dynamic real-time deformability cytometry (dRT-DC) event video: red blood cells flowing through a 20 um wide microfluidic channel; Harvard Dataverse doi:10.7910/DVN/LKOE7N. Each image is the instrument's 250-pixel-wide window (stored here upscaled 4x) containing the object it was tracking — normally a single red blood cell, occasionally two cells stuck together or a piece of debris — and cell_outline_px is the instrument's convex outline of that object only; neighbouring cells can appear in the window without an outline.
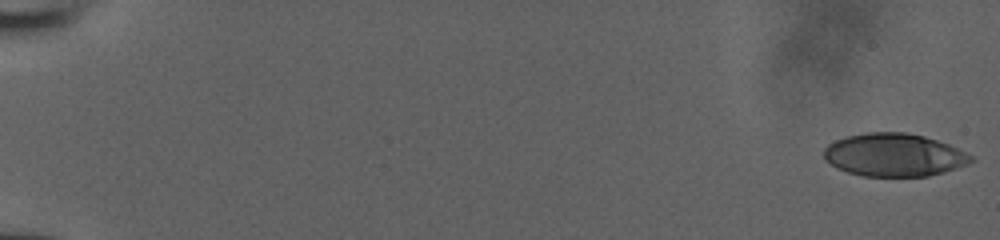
{"species": "human", "species_latin": "Homo sapiens", "temperature_condition": "room temperature", "stored_images_in_passage": 52, "camera_frame_rate_fps": 3000, "um_per_image_px": 0.085, "donor": {"sex": "male"}, "frame": {"image": 1, "passage_image": 1, "time_ms": 0.0, "image_size_px": [1000, 240], "cell_outline_px": [[976, 160], [968, 164], [944, 172], [928, 176], [864, 176], [848, 172], [836, 168], [824, 160], [824, 148], [828, 144], [836, 140], [848, 136], [868, 132], [908, 132], [924, 136], [948, 144], [972, 156]], "centroid_in_image_um": [75.98, 13.17], "position_along_channel_um": 9.0, "area_um2": 36.82}}
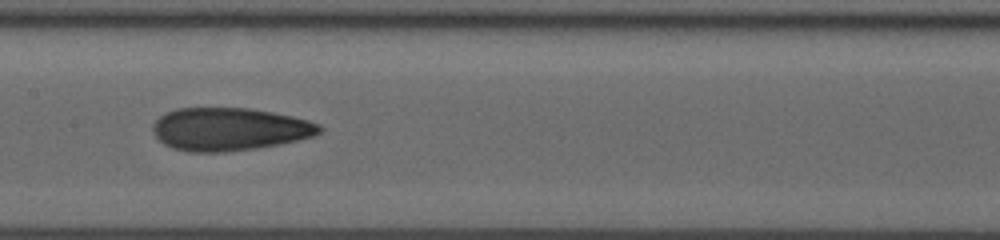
{"frame": {"image": 2, "passage_image": 29, "time_ms": 9.333, "image_size_px": [1000, 240], "cell_outline_px": [[324, 128], [320, 132], [312, 136], [280, 144], [256, 148], [224, 152], [188, 152], [172, 148], [164, 144], [152, 132], [152, 124], [164, 112], [176, 108], [248, 108], [272, 112], [292, 116], [308, 120], [320, 124]], "centroid_in_image_um": [19.47, 10.98], "position_along_channel_um": 187.9, "area_um2": 41.79}}
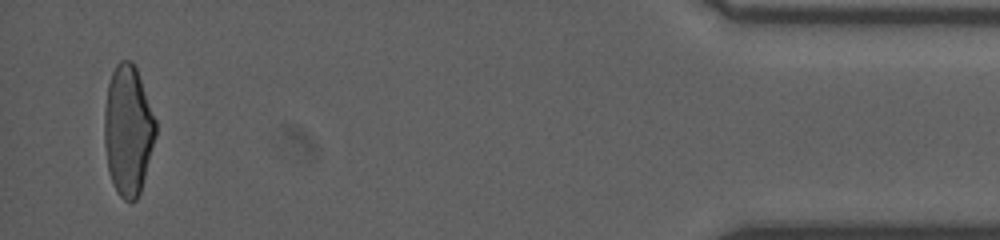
{"frame": {"image": 3, "passage_image": 51, "time_ms": 16.667, "image_size_px": [1000, 240], "cell_outline_px": [[156, 136], [140, 192], [136, 200], [124, 200], [120, 196], [108, 172], [104, 144], [104, 108], [108, 84], [112, 72], [116, 64], [120, 60], [132, 60], [136, 64], [156, 120]], "centroid_in_image_um": [10.88, 11.01], "position_along_channel_um": 424.3, "area_um2": 39.13}}